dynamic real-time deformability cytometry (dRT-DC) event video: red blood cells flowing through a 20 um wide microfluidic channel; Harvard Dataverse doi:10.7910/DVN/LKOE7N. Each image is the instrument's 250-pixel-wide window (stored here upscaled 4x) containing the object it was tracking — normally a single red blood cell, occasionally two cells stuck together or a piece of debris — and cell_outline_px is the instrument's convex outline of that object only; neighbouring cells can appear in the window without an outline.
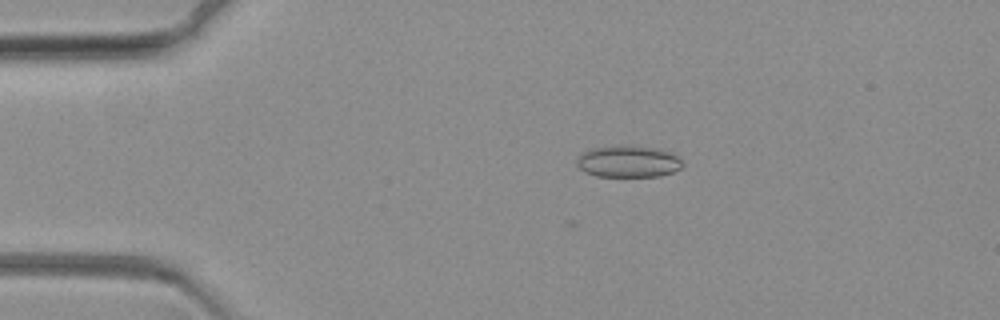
{"species": "common noctule bat (a hibernating species)", "species_latin": "Nyctalus noctula", "temperature_condition": "warm", "stored_images_in_passage": 67, "camera_frame_rate_fps": 3000, "um_per_image_px": 0.085, "animal": {"sex": "female", "body_mass_g": 19.3, "forearm_length_mm": 54.1}, "frame": {"image": 1, "passage_image": 11, "time_ms": 3.333, "image_size_px": [1000, 320], "cell_outline_px": [[684, 164], [680, 168], [672, 172], [660, 176], [596, 176], [584, 172], [576, 164], [576, 160], [584, 152], [592, 148], [616, 144], [636, 144], [660, 148], [672, 152]], "centroid_in_image_um": [53.41, 13.69], "position_along_channel_um": 31.6, "area_um2": 20.06}}
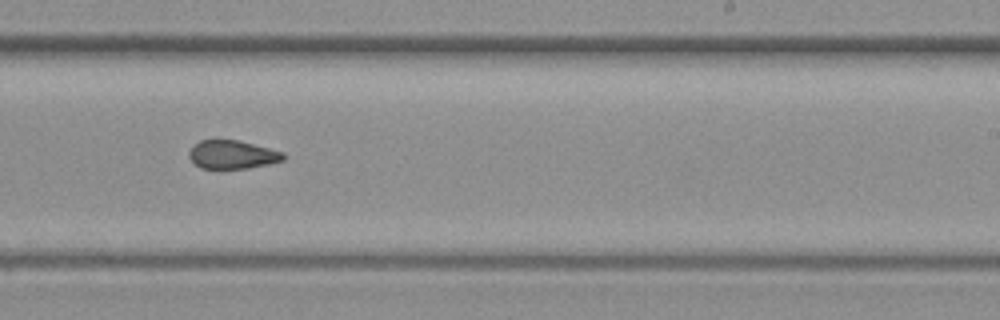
{"frame": {"image": 2, "passage_image": 40, "time_ms": 13.0, "image_size_px": [1000, 320], "cell_outline_px": [[284, 160], [268, 164], [248, 168], [200, 168], [188, 156], [188, 152], [192, 144], [200, 140], [236, 140], [284, 152]], "centroid_in_image_um": [19.71, 13.13], "position_along_channel_um": 269.3, "area_um2": 15.49}}
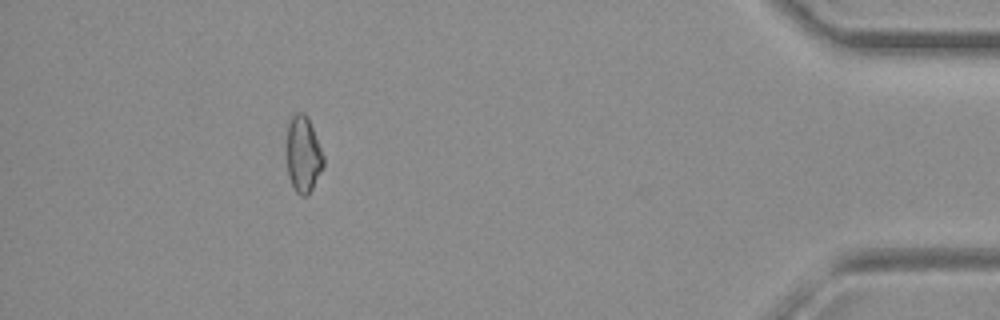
{"frame": {"image": 3, "passage_image": 60, "time_ms": 19.667, "image_size_px": [1000, 320], "cell_outline_px": [[324, 168], [308, 196], [300, 196], [296, 192], [288, 176], [288, 124], [292, 116], [296, 112], [304, 112], [308, 116], [324, 156]], "centroid_in_image_um": [25.81, 13.14], "position_along_channel_um": 409.4, "area_um2": 16.36}}